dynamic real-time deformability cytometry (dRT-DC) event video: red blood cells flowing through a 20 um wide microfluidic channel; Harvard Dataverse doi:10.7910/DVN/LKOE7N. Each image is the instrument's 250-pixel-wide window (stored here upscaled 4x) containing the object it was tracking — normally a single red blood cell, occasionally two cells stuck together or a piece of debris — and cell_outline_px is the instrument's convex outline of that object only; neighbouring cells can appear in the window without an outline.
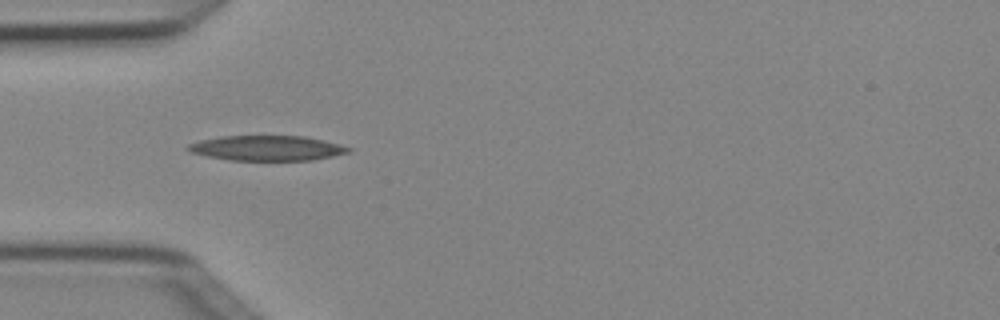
{"species": "Egyptian fruit bat (a non-hibernating species)", "species_latin": "Rousettus aegyptiacus", "temperature_condition": "cold", "stored_images_in_passage": 6, "camera_frame_rate_fps": 3000, "um_per_image_px": 0.085, "animal": {"sex": "female"}, "frame": {"image": 1, "passage_image": 5, "time_ms": 1.333, "image_size_px": [1000, 320], "cell_outline_px": [[352, 152], [312, 160], [228, 160], [208, 156], [192, 152], [184, 148], [188, 144], [200, 140], [220, 136], [304, 136], [324, 140], [340, 144], [352, 148]], "centroid_in_image_um": [22.71, 12.58], "position_along_channel_um": 62.3, "area_um2": 23.47}}
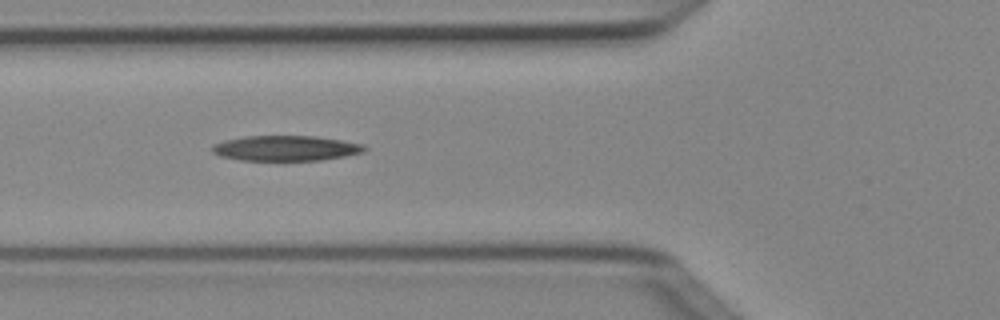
{"frame": {"image": 2, "passage_image": 6, "time_ms": 1.667, "image_size_px": [1000, 320], "cell_outline_px": [[368, 148], [364, 152], [344, 156], [320, 160], [240, 160], [220, 156], [212, 152], [212, 144], [224, 140], [244, 136], [316, 136], [364, 144]], "centroid_in_image_um": [24.28, 12.59], "position_along_channel_um": 101.5, "area_um2": 22.43}}